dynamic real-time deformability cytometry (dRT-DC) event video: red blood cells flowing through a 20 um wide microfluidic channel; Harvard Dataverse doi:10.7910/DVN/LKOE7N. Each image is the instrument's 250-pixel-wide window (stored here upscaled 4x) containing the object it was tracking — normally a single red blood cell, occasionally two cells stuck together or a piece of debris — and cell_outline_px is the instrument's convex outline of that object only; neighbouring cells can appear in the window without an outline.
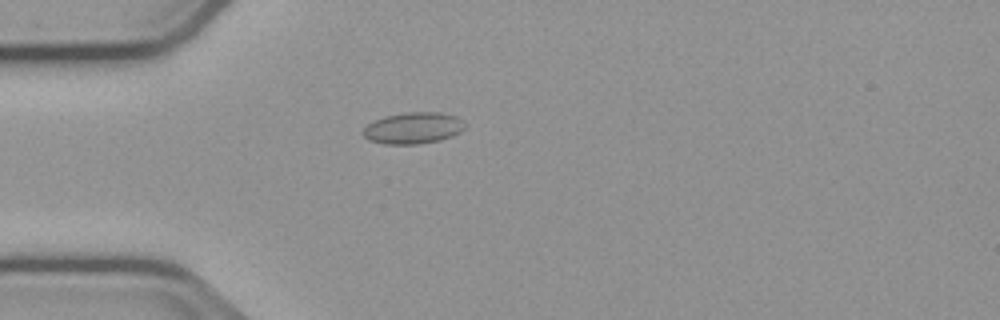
{"species": "common noctule bat (a hibernating species)", "species_latin": "Nyctalus noctula", "temperature_condition": "cold", "stored_images_in_passage": 37, "camera_frame_rate_fps": 3000, "um_per_image_px": 0.085, "animal": {"sex": "male", "body_mass_g": 23.1, "forearm_length_mm": 52.7}, "frame": {"image": 1, "passage_image": 2, "time_ms": 0.333, "image_size_px": [1000, 320], "cell_outline_px": [[464, 128], [460, 132], [452, 136], [440, 140], [416, 144], [384, 144], [368, 140], [360, 132], [368, 124], [384, 116], [404, 112], [440, 112], [456, 116], [464, 124]], "centroid_in_image_um": [35.09, 10.88], "position_along_channel_um": 49.9, "area_um2": 18.67}}
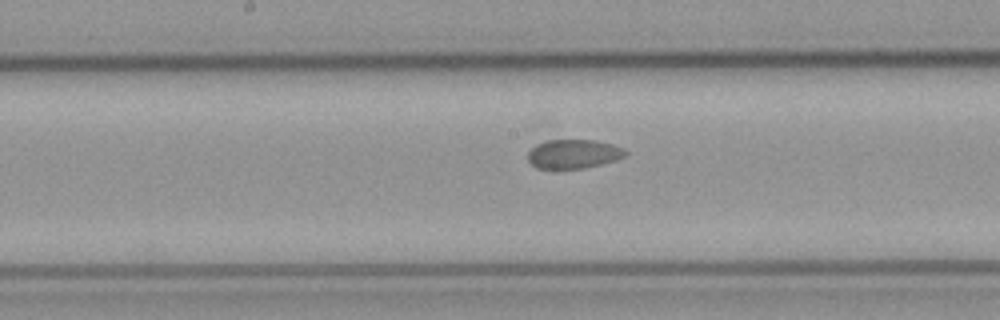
{"frame": {"image": 2, "passage_image": 15, "time_ms": 4.667, "image_size_px": [1000, 320], "cell_outline_px": [[628, 152], [624, 156], [616, 160], [584, 168], [536, 168], [528, 160], [528, 152], [536, 144], [548, 140], [596, 140], [612, 144], [624, 148]], "centroid_in_image_um": [48.76, 13.07], "position_along_channel_um": 199.4, "area_um2": 16.42}}
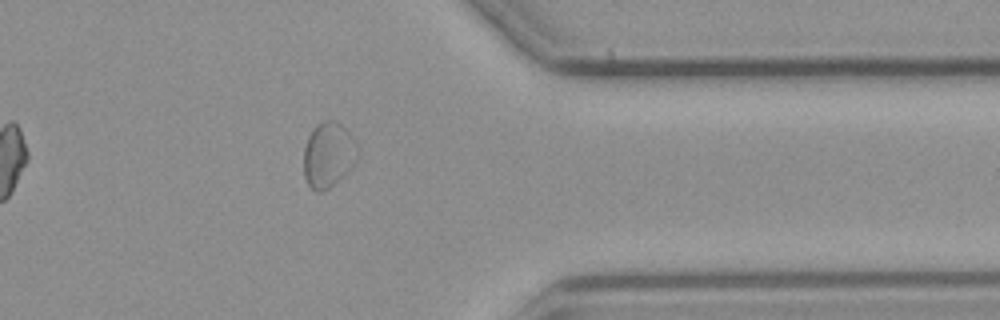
{"frame": {"image": 3, "passage_image": 31, "time_ms": 10.0, "image_size_px": [1000, 320], "cell_outline_px": [[360, 156], [328, 188], [320, 192], [316, 192], [308, 184], [304, 176], [304, 148], [308, 136], [316, 124], [324, 120], [332, 120], [340, 124], [356, 140]], "centroid_in_image_um": [27.9, 13.12], "position_along_channel_um": 383.5, "area_um2": 20.17}}